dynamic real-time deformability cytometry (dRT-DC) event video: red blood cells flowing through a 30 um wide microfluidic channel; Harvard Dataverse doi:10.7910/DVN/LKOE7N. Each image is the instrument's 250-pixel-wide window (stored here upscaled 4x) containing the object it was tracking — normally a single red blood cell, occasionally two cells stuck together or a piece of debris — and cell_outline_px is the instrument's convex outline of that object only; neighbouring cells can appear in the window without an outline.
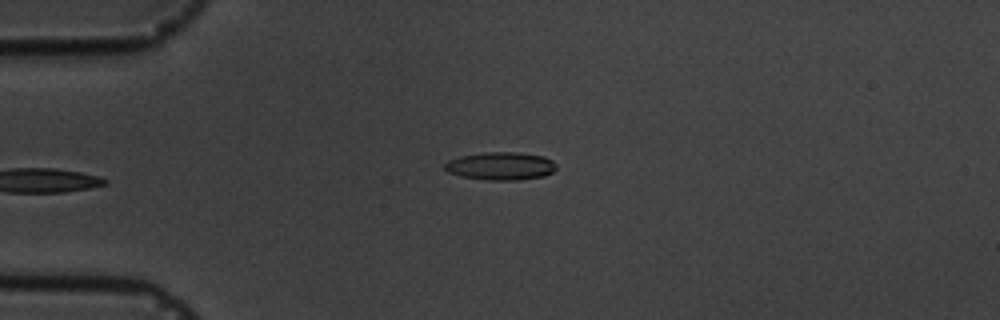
{"species": "common noctule bat (a hibernating species)", "species_latin": "Nyctalus noctula", "temperature_condition": "cold", "stored_images_in_passage": 5, "camera_frame_rate_fps": 3000, "um_per_image_px": 0.085, "animal": {"sex": "male", "body_mass_g": 19.5, "forearm_length_mm": 54.6}, "frame": {"image": 1, "passage_image": 5, "time_ms": 4.667, "image_size_px": [1000, 320], "cell_outline_px": [[556, 168], [552, 172], [544, 176], [516, 180], [488, 180], [460, 176], [448, 172], [444, 168], [444, 164], [448, 160], [460, 156], [484, 152], [516, 152], [544, 156], [552, 160], [556, 164]], "centroid_in_image_um": [42.55, 14.11], "position_along_channel_um": 42.5, "area_um2": 18.21}}